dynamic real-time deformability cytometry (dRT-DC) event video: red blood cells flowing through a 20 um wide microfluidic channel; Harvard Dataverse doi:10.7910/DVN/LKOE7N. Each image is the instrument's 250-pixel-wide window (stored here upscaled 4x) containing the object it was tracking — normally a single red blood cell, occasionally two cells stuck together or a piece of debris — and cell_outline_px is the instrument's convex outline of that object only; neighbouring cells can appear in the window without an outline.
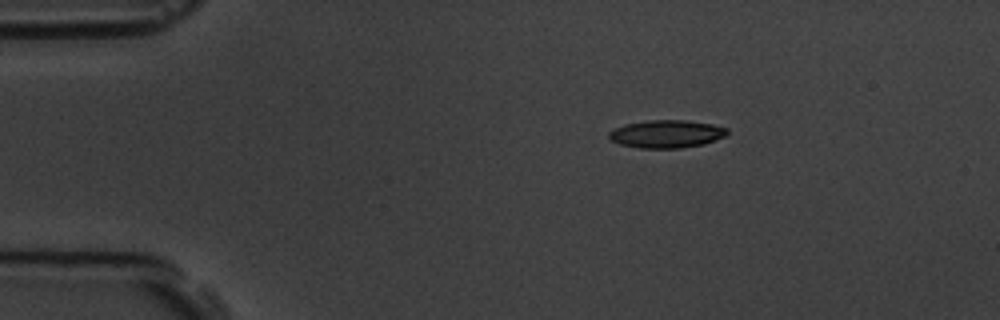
{"species": "common noctule bat (a hibernating species)", "species_latin": "Nyctalus noctula", "temperature_condition": "room temperature", "stored_images_in_passage": 4, "camera_frame_rate_fps": 3000, "um_per_image_px": 0.085, "animal": {"sex": "male", "body_mass_g": 19.5, "forearm_length_mm": 54.6}, "frame": {"image": 1, "passage_image": 2, "time_ms": 1.0, "image_size_px": [1000, 320], "cell_outline_px": [[728, 132], [724, 136], [704, 144], [680, 148], [640, 148], [620, 144], [612, 140], [608, 136], [608, 132], [624, 124], [648, 120], [688, 120], [712, 124], [728, 128]], "centroid_in_image_um": [56.65, 11.38], "position_along_channel_um": 28.3, "area_um2": 19.13}}